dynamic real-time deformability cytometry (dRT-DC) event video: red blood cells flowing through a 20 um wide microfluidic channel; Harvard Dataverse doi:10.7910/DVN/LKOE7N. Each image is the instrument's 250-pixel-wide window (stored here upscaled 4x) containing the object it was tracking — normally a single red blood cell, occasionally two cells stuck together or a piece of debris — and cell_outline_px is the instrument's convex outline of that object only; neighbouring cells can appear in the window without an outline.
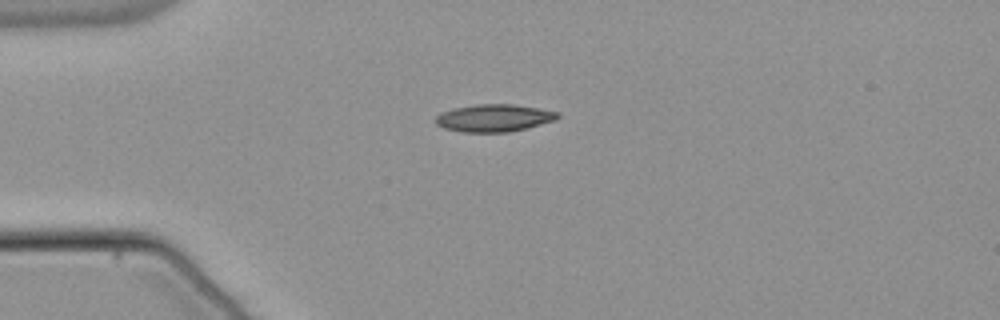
{"species": "common noctule bat (a hibernating species)", "species_latin": "Nyctalus noctula", "temperature_condition": "warm", "stored_images_in_passage": 41, "camera_frame_rate_fps": 3000, "um_per_image_px": 0.085, "animal": {"sex": "male", "body_mass_g": 21.5, "forearm_length_mm": 52.0}, "frame": {"image": 1, "passage_image": 1, "time_ms": 0.0, "image_size_px": [1000, 320], "cell_outline_px": [[560, 116], [556, 120], [528, 128], [508, 132], [460, 132], [444, 128], [436, 124], [436, 116], [440, 112], [452, 108], [476, 104], [512, 104], [536, 108], [556, 112]], "centroid_in_image_um": [41.95, 10.03], "position_along_channel_um": 43.0, "area_um2": 19.54}}
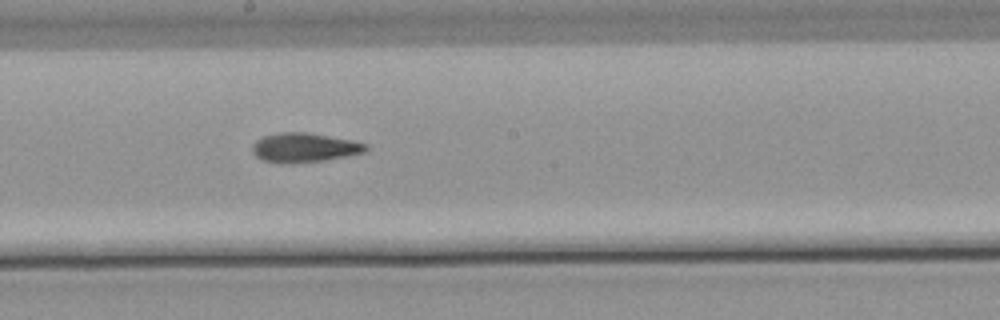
{"frame": {"image": 2, "passage_image": 17, "time_ms": 5.333, "image_size_px": [1000, 320], "cell_outline_px": [[368, 148], [364, 152], [324, 160], [288, 164], [280, 164], [264, 160], [256, 156], [252, 152], [252, 144], [256, 140], [264, 136], [280, 132], [308, 132], [352, 140], [368, 144]], "centroid_in_image_um": [25.84, 12.54], "position_along_channel_um": 222.4, "area_um2": 19.42}}
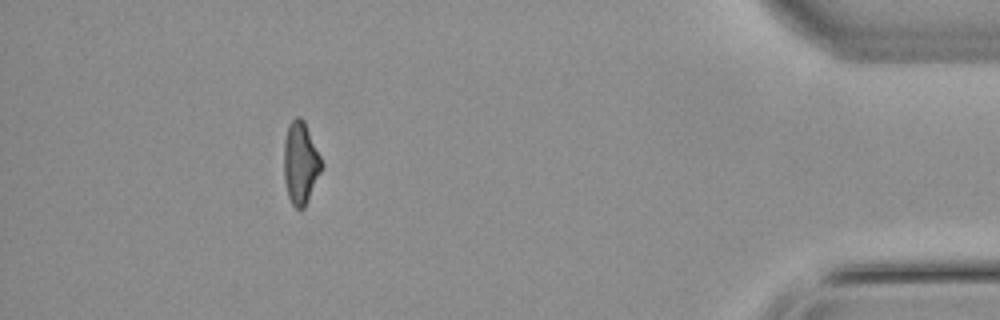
{"frame": {"image": 3, "passage_image": 36, "time_ms": 11.667, "image_size_px": [1000, 320], "cell_outline_px": [[324, 164], [304, 208], [296, 208], [292, 204], [288, 196], [284, 180], [284, 140], [288, 124], [296, 116], [300, 116], [304, 120]], "centroid_in_image_um": [25.54, 13.82], "position_along_channel_um": 409.7, "area_um2": 18.03}, "authors_computed_cell_mechanics": {"area_um2": 18.9006, "velocity_mm_per_s": 3.8304, "shape_relaxation_time_tau1_ms": null, "shape_relaxation_time_tau2_ms": 7.9812, "deformation_change_tau1": null, "deformation_change_tau2": 0.1873}}